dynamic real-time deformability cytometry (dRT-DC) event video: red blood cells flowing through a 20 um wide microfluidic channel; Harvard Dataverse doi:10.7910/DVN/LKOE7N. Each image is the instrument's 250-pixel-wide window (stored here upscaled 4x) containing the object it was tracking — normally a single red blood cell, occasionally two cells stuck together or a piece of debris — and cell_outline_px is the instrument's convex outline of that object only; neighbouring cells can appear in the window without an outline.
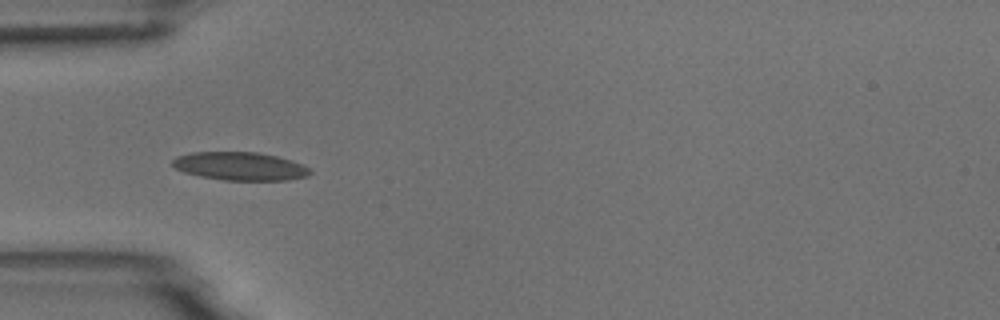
{"species": "common noctule bat (a hibernating species)", "species_latin": "Nyctalus noctula", "temperature_condition": "room temperature", "stored_images_in_passage": 8, "camera_frame_rate_fps": 3000, "um_per_image_px": 0.085, "animal": {"sex": "male", "body_mass_g": 18.8}, "frame": {"image": 1, "passage_image": 5, "time_ms": 4.333, "image_size_px": [1000, 320], "cell_outline_px": [[312, 172], [308, 176], [288, 180], [224, 180], [200, 176], [184, 172], [176, 168], [172, 164], [172, 160], [176, 156], [192, 152], [256, 152], [276, 156], [292, 160], [304, 164]], "centroid_in_image_um": [20.42, 14.12], "position_along_channel_um": 64.6, "area_um2": 22.66}}